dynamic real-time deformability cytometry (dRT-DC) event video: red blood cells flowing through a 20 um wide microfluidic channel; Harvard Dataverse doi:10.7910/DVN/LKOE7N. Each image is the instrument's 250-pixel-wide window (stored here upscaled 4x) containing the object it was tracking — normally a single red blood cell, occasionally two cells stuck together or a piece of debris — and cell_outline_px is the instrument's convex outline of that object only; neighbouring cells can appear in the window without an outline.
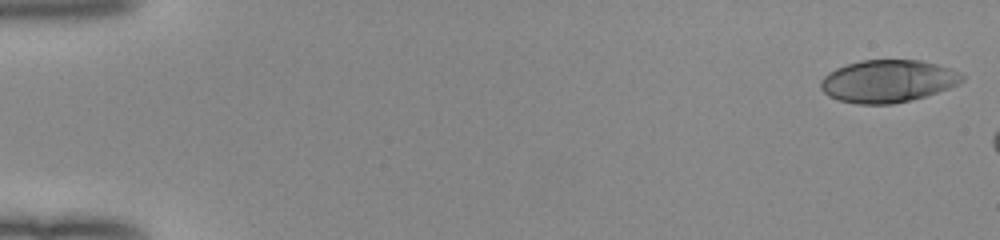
{"species": "human", "species_latin": "Homo sapiens", "temperature_condition": "room temperature", "stored_images_in_passage": 12, "camera_frame_rate_fps": 3000, "um_per_image_px": 0.085, "donor": {"sex": "female"}, "frame": {"image": 1, "passage_image": 1, "time_ms": 0.0, "image_size_px": [1000, 240], "cell_outline_px": [[964, 80], [960, 84], [912, 100], [892, 104], [860, 104], [840, 100], [828, 96], [820, 88], [820, 80], [828, 72], [836, 68], [860, 60], [920, 60], [936, 64], [960, 72], [964, 76]], "centroid_in_image_um": [75.46, 6.89], "position_along_channel_um": 9.5, "area_um2": 34.97}}